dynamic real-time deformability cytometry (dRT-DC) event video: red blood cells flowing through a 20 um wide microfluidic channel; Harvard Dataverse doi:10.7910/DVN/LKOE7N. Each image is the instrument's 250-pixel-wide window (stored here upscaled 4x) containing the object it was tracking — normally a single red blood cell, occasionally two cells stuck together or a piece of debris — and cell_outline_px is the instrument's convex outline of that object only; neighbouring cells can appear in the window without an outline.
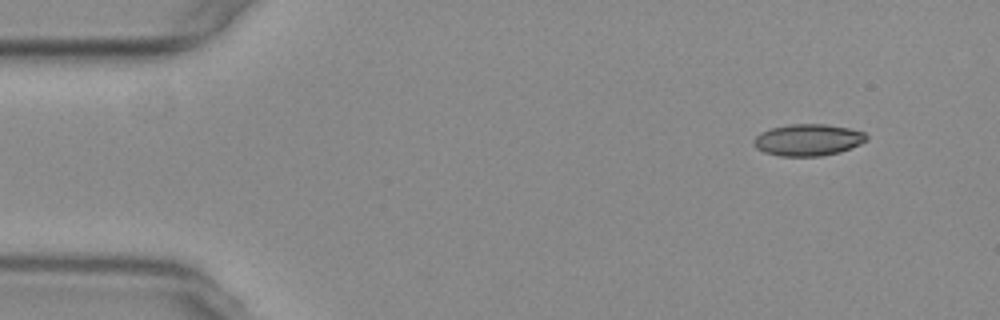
{"species": "common noctule bat (a hibernating species)", "species_latin": "Nyctalus noctula", "temperature_condition": "warm", "stored_images_in_passage": 44, "camera_frame_rate_fps": 3000, "um_per_image_px": 0.085, "animal": {"sex": "female", "body_mass_g": 29.2, "forearm_length_mm": 56.3}, "frame": {"image": 1, "passage_image": 1, "time_ms": 0.0, "image_size_px": [1000, 320], "cell_outline_px": [[868, 140], [860, 144], [840, 152], [820, 156], [780, 156], [764, 152], [756, 148], [752, 144], [752, 140], [760, 132], [772, 128], [788, 124], [824, 124], [848, 128], [864, 132], [868, 136]], "centroid_in_image_um": [68.66, 11.89], "position_along_channel_um": 16.3, "area_um2": 20.92}}
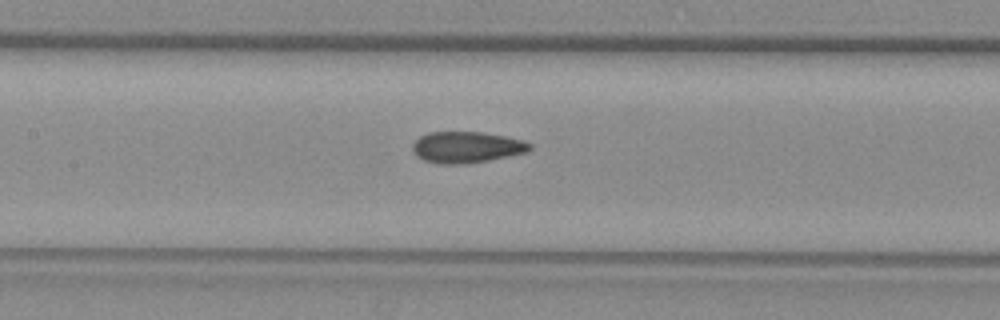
{"frame": {"image": 2, "passage_image": 21, "time_ms": 6.667, "image_size_px": [1000, 320], "cell_outline_px": [[532, 148], [528, 152], [488, 160], [460, 164], [440, 164], [424, 160], [416, 156], [412, 148], [412, 144], [420, 136], [428, 132], [480, 132], [504, 136], [520, 140], [532, 144]], "centroid_in_image_um": [39.64, 12.51], "position_along_channel_um": 167.8, "area_um2": 21.21}}
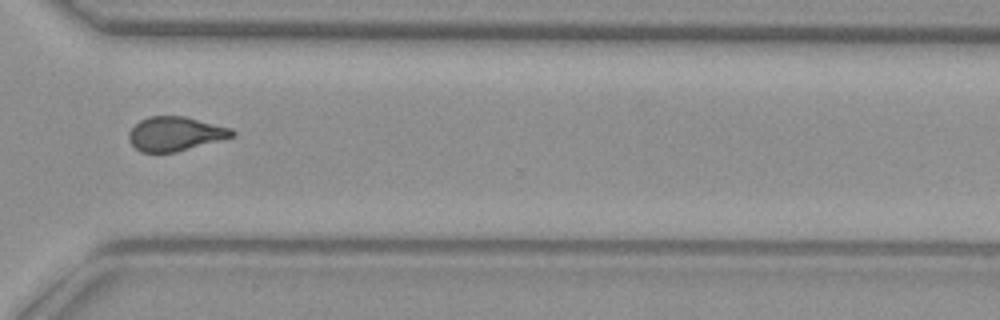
{"frame": {"image": 3, "passage_image": 36, "time_ms": 11.667, "image_size_px": [1000, 320], "cell_outline_px": [[236, 136], [176, 152], [140, 152], [132, 144], [128, 136], [128, 132], [140, 120], [148, 116], [184, 116], [232, 128], [236, 132]], "centroid_in_image_um": [14.92, 11.37], "position_along_channel_um": 355.7, "area_um2": 20.58}, "authors_computed_cell_mechanics": {"area_um2": 21.1548, "velocity_mm_per_s": 3.767, "shape_relaxation_time_tau1_ms": null, "shape_relaxation_time_tau2_ms": 1.7649, "deformation_change_tau1": null, "deformation_change_tau2": 0.0813}}